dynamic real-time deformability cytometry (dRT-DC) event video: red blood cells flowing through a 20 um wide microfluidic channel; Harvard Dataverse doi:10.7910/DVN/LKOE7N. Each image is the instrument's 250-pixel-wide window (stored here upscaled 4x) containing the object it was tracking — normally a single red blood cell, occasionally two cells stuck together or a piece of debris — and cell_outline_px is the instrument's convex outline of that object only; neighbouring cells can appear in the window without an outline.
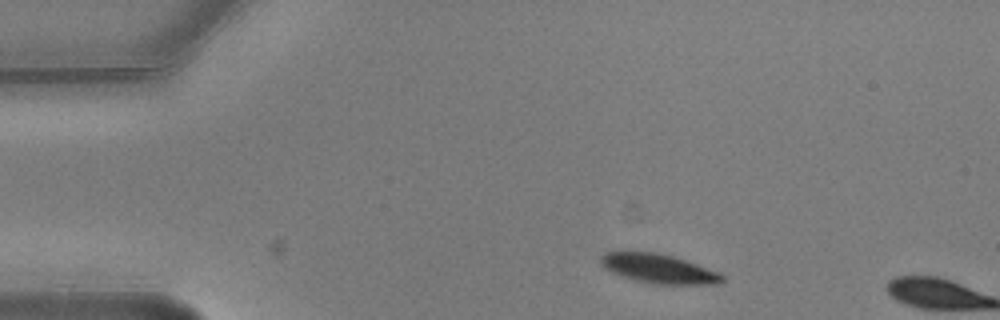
{"species": "common noctule bat (a hibernating species)", "species_latin": "Nyctalus noctula", "temperature_condition": "warm", "stored_images_in_passage": 2, "camera_frame_rate_fps": 3000, "um_per_image_px": 0.085, "animal": {"sex": "male", "body_mass_g": 20.5, "forearm_length_mm": 52.5}, "frame": {"image": 1, "passage_image": 1, "time_ms": 0.0, "image_size_px": [1000, 320], "cell_outline_px": [[724, 280], [720, 284], [656, 284], [636, 280], [612, 272], [604, 268], [600, 264], [600, 256], [604, 252], [656, 252], [672, 256], [720, 272], [724, 276]], "centroid_in_image_um": [55.99, 22.83], "position_along_channel_um": 29.0, "area_um2": 20.52}}